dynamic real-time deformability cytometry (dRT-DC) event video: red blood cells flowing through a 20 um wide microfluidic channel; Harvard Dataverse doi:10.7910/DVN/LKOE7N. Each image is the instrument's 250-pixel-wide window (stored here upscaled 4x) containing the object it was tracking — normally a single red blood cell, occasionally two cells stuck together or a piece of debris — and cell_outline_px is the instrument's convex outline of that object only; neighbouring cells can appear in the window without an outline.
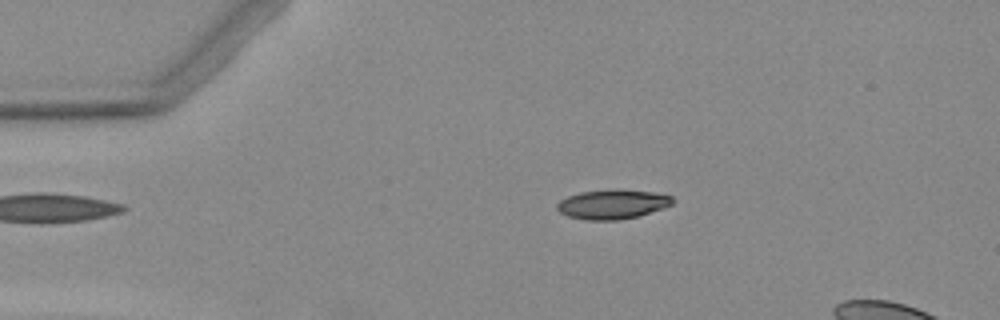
{"species": "Egyptian fruit bat (a non-hibernating species)", "species_latin": "Rousettus aegyptiacus", "temperature_condition": "warm", "stored_images_in_passage": 3, "camera_frame_rate_fps": 3000, "um_per_image_px": 0.085, "animal": {"sex": "female"}, "frame": {"image": 1, "passage_image": 1, "time_ms": 0.0, "image_size_px": [1000, 320], "cell_outline_px": [[676, 200], [672, 204], [664, 208], [636, 216], [616, 220], [584, 220], [568, 216], [560, 212], [556, 208], [556, 204], [560, 200], [568, 196], [580, 192], [612, 188], [616, 188], [652, 192], [672, 196]], "centroid_in_image_um": [52.05, 17.34], "position_along_channel_um": 32.9, "area_um2": 20.0}}